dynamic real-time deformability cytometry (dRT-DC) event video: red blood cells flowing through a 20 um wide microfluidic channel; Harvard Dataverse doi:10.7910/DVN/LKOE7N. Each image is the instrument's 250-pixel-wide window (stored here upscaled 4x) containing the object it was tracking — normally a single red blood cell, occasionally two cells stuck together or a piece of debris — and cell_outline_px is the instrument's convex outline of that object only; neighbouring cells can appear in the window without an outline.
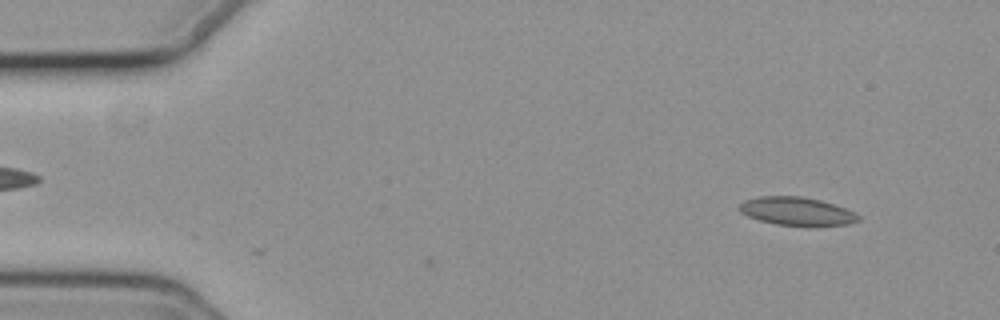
{"species": "common noctule bat (a hibernating species)", "species_latin": "Nyctalus noctula", "temperature_condition": "cold", "stored_images_in_passage": 7, "camera_frame_rate_fps": 3000, "um_per_image_px": 0.085, "animal": {"sex": "female", "body_mass_g": 19.3, "forearm_length_mm": 54.1}, "frame": {"image": 1, "passage_image": 5, "time_ms": 1.333, "image_size_px": [1000, 320], "cell_outline_px": [[860, 220], [848, 224], [776, 224], [760, 220], [748, 216], [740, 212], [740, 204], [744, 200], [760, 196], [804, 196], [820, 200], [844, 208], [860, 216]], "centroid_in_image_um": [67.68, 17.92], "position_along_channel_um": 17.3, "area_um2": 18.9}}